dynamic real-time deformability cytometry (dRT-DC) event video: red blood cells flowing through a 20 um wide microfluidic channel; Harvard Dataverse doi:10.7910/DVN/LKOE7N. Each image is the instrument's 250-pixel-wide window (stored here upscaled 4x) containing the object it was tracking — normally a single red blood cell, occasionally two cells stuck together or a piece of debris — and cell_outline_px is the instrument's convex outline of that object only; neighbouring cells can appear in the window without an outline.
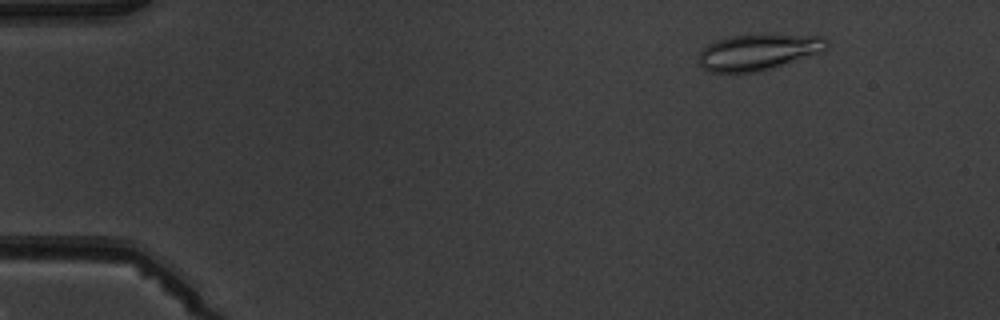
{"species": "common noctule bat (a hibernating species)", "species_latin": "Nyctalus noctula", "temperature_condition": "warm", "stored_images_in_passage": 4, "camera_frame_rate_fps": 3000, "um_per_image_px": 0.085, "animal": {"sex": "male", "body_mass_g": 19.5, "forearm_length_mm": 54.6}, "frame": {"image": 1, "passage_image": 2, "time_ms": 1.0, "image_size_px": [1000, 320], "cell_outline_px": [[828, 48], [824, 52], [776, 68], [760, 72], [708, 72], [696, 60], [700, 52], [708, 44], [716, 40], [732, 36], [764, 32], [824, 36], [828, 40]], "centroid_in_image_um": [64.54, 4.39], "position_along_channel_um": 20.5, "area_um2": 28.21}}